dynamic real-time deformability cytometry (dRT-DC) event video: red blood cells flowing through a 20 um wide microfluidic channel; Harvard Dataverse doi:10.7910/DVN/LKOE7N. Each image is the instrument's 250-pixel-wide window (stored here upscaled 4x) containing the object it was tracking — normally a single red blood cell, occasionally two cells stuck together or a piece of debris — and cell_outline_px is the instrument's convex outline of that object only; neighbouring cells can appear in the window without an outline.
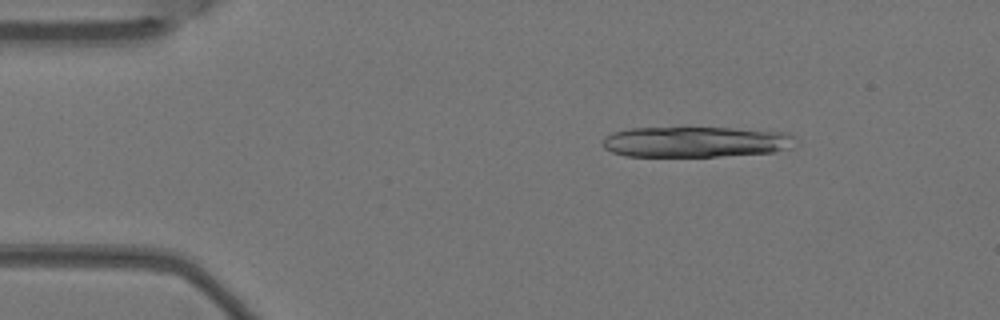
{"species": "Egyptian fruit bat (a non-hibernating species)", "species_latin": "Rousettus aegyptiacus", "temperature_condition": "warm", "stored_images_in_passage": 4, "camera_frame_rate_fps": 3000, "um_per_image_px": 0.085, "animal": {"sex": "female"}, "frame": {"image": 1, "passage_image": 2, "time_ms": 0.333, "image_size_px": [1000, 320], "cell_outline_px": [[796, 136], [792, 148], [772, 152], [716, 156], [624, 156], [612, 152], [604, 148], [604, 136], [612, 132], [632, 128], [732, 128], [788, 132]], "centroid_in_image_um": [59.16, 12.05], "position_along_channel_um": 25.8, "area_um2": 34.45}}